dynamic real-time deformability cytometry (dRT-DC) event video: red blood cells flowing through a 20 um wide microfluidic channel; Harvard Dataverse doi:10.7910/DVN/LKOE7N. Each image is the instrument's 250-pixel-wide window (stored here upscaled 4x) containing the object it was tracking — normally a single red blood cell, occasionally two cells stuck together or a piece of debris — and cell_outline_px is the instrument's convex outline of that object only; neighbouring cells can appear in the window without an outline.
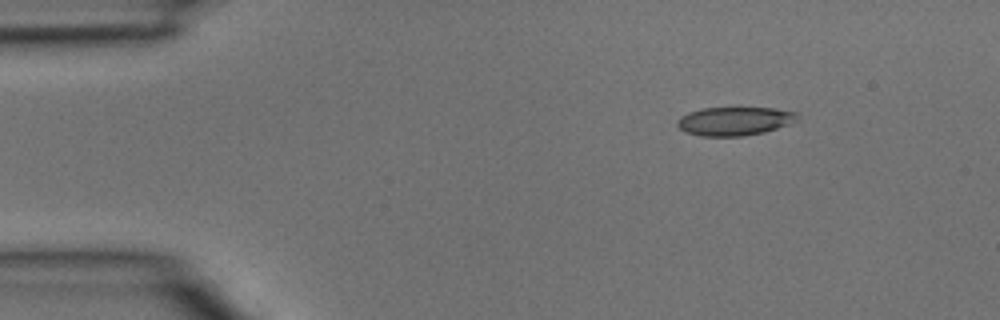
{"species": "common noctule bat (a hibernating species)", "species_latin": "Nyctalus noctula", "temperature_condition": "room temperature", "stored_images_in_passage": 3, "camera_frame_rate_fps": 3000, "um_per_image_px": 0.085, "animal": {"sex": "male", "body_mass_g": 15.6}, "frame": {"image": 1, "passage_image": 1, "time_ms": 0.0, "image_size_px": [1000, 320], "cell_outline_px": [[800, 120], [764, 132], [744, 136], [700, 136], [684, 132], [676, 124], [680, 116], [688, 112], [700, 108], [776, 108], [796, 112]], "centroid_in_image_um": [62.43, 10.29], "position_along_channel_um": 22.6, "area_um2": 20.11}}
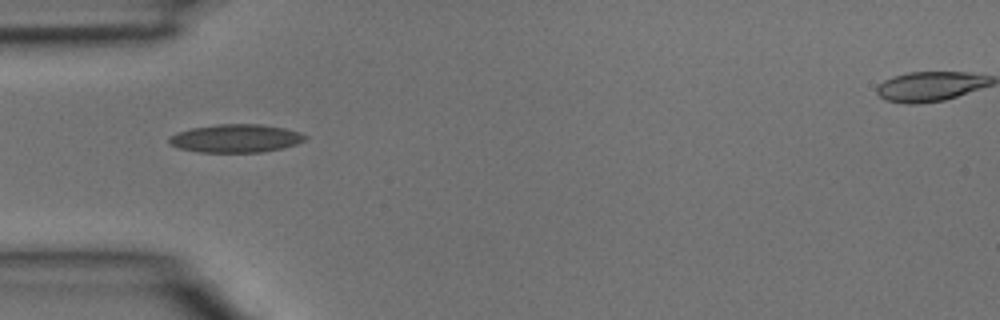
{"frame": {"image": 2, "passage_image": 3, "time_ms": 0.667, "image_size_px": [1000, 320], "cell_outline_px": [[308, 136], [304, 140], [296, 144], [284, 148], [260, 152], [200, 152], [180, 148], [172, 144], [168, 140], [168, 136], [192, 128], [220, 124], [260, 124], [284, 128], [300, 132]], "centroid_in_image_um": [20.08, 11.76], "position_along_channel_um": 64.9, "area_um2": 22.14}}